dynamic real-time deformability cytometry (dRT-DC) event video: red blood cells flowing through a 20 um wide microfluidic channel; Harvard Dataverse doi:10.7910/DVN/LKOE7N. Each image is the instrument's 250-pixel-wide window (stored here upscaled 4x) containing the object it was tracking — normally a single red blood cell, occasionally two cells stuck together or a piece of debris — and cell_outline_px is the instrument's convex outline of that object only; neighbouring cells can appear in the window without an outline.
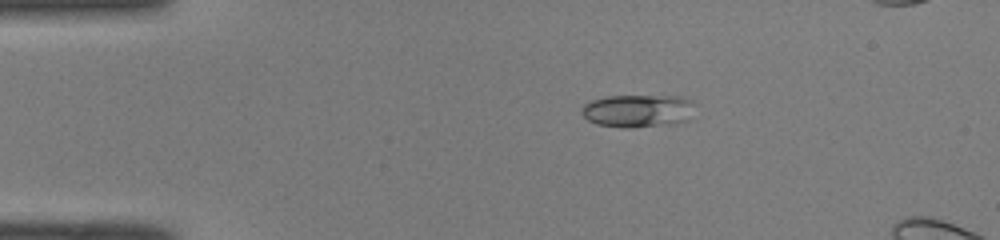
{"species": "common noctule bat (a hibernating species)", "species_latin": "Nyctalus noctula", "temperature_condition": "room temperature", "stored_images_in_passage": 7, "camera_frame_rate_fps": 3000, "um_per_image_px": 0.085, "animal": {"sex": "male", "body_mass_g": 19.0, "forearm_length_mm": 50.8}, "frame": {"image": 1, "passage_image": 1, "time_ms": 0.0, "image_size_px": [1000, 240], "cell_outline_px": [[696, 104], [688, 120], [676, 124], [632, 128], [624, 128], [596, 124], [588, 120], [580, 112], [584, 104], [592, 100], [608, 96], [680, 96], [692, 100]], "centroid_in_image_um": [54.25, 9.43], "position_along_channel_um": 30.7, "area_um2": 22.02}}